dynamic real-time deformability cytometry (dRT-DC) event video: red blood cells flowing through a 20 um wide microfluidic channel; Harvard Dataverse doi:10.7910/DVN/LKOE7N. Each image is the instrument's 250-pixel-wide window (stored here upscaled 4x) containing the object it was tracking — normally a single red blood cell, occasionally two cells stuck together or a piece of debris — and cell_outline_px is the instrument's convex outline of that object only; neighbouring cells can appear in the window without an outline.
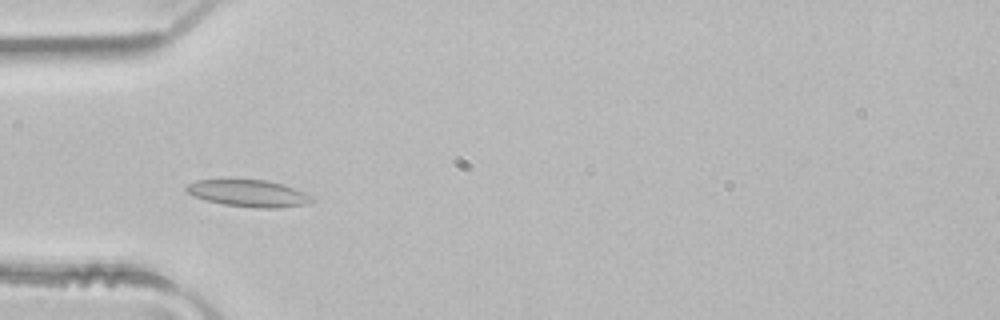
{"species": "common noctule bat (a hibernating species)", "species_latin": "Nyctalus noctula", "temperature_condition": "room temperature", "stored_images_in_passage": 4, "camera_frame_rate_fps": 3000, "um_per_image_px": 0.085, "animal": {"sex": "male", "body_mass_g": 21.5, "forearm_length_mm": 52.0}, "frame": {"image": 1, "passage_image": 3, "time_ms": 0.667, "image_size_px": [1000, 320], "cell_outline_px": [[312, 200], [304, 204], [280, 208], [256, 208], [224, 204], [192, 196], [184, 188], [188, 184], [196, 180], [264, 180], [280, 184], [304, 192]], "centroid_in_image_um": [21.06, 16.44], "position_along_channel_um": 63.9, "area_um2": 19.13}}
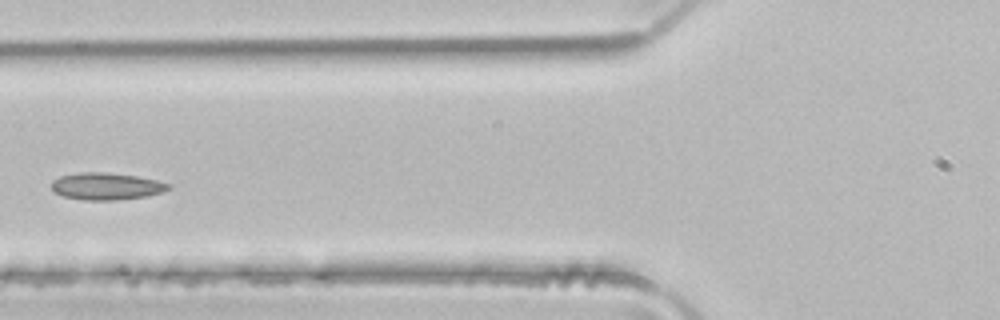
{"frame": {"image": 2, "passage_image": 4, "time_ms": 1.0, "image_size_px": [1000, 320], "cell_outline_px": [[172, 188], [164, 192], [148, 196], [116, 200], [84, 200], [64, 196], [52, 192], [52, 180], [60, 176], [80, 172], [104, 172], [136, 176], [156, 180], [168, 184]], "centroid_in_image_um": [9.03, 15.83], "position_along_channel_um": 116.8, "area_um2": 18.5}}